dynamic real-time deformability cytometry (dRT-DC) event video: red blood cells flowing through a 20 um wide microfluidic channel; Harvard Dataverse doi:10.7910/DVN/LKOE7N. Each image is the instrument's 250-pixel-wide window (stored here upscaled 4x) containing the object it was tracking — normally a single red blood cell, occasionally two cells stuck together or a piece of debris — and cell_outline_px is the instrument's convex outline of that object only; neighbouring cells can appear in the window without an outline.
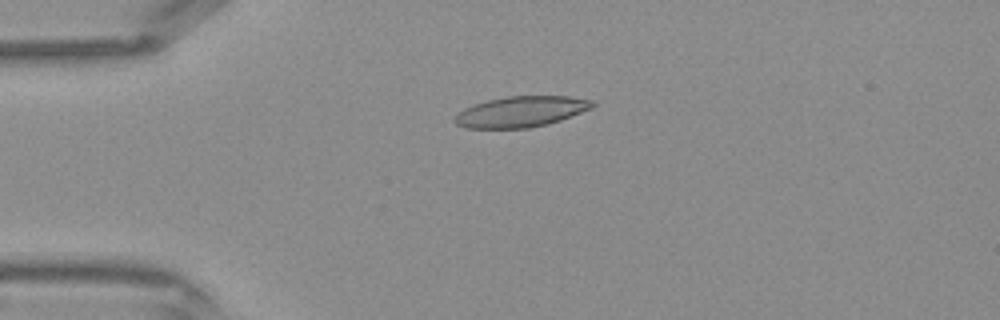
{"species": "Egyptian fruit bat (a non-hibernating species)", "species_latin": "Rousettus aegyptiacus", "temperature_condition": "warm", "stored_images_in_passage": 35, "camera_frame_rate_fps": 3000, "um_per_image_px": 0.085, "frame": {"image": 1, "passage_image": 3, "time_ms": 0.667, "image_size_px": [1000, 320], "cell_outline_px": [[596, 104], [592, 108], [560, 120], [548, 124], [528, 128], [464, 128], [456, 124], [452, 120], [464, 108], [488, 100], [508, 96], [568, 96], [596, 100]], "centroid_in_image_um": [44.32, 9.49], "position_along_channel_um": 40.7, "area_um2": 24.68}}
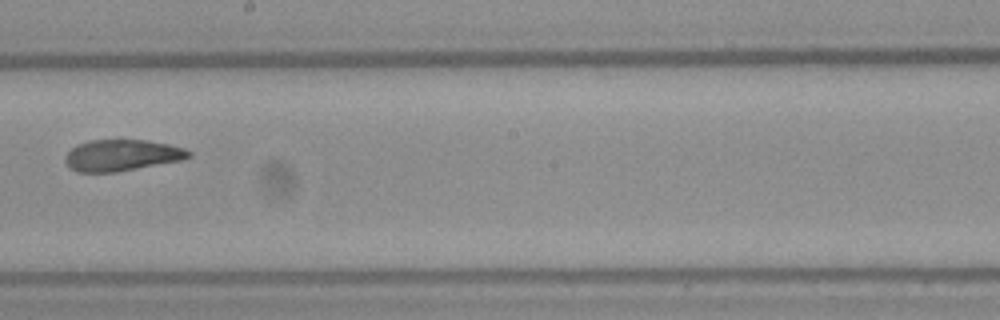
{"frame": {"image": 2, "passage_image": 17, "time_ms": 5.333, "image_size_px": [1000, 320], "cell_outline_px": [[192, 156], [184, 160], [116, 172], [76, 172], [68, 168], [64, 160], [64, 156], [76, 144], [88, 140], [148, 140], [168, 144], [184, 148], [192, 152]], "centroid_in_image_um": [10.34, 13.2], "position_along_channel_um": 237.9, "area_um2": 22.89}}
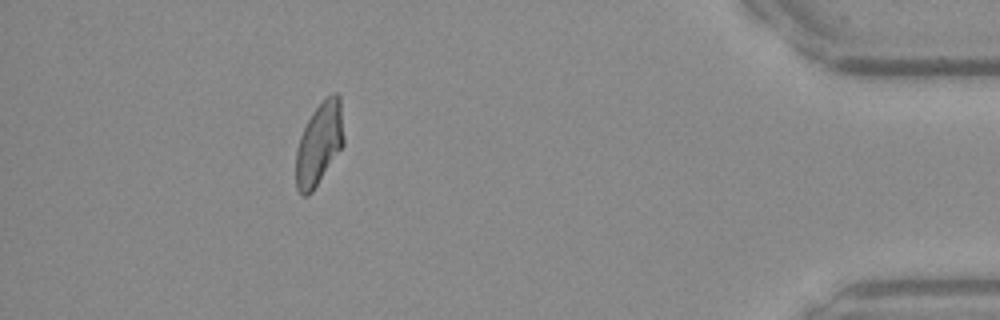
{"frame": {"image": 3, "passage_image": 31, "time_ms": 10.0, "image_size_px": [1000, 320], "cell_outline_px": [[344, 144], [312, 192], [308, 196], [300, 196], [296, 188], [296, 148], [300, 136], [312, 112], [332, 92], [336, 92], [340, 96], [344, 136]], "centroid_in_image_um": [27.13, 12.23], "position_along_channel_um": 408.1, "area_um2": 23.0}}